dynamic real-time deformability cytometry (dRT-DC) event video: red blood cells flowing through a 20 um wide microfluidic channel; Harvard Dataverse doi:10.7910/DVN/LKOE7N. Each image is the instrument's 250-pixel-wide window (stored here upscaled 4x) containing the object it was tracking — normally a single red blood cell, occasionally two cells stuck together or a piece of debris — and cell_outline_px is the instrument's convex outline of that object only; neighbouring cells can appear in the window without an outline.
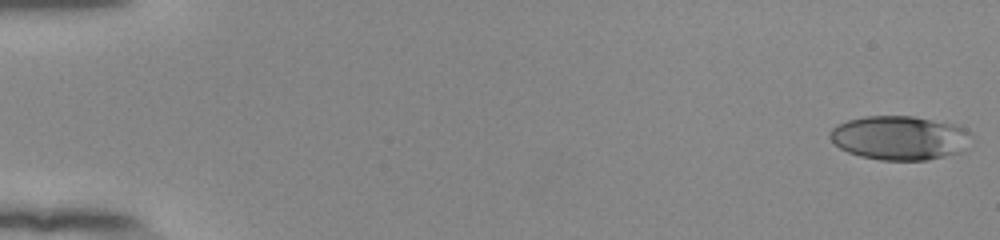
{"species": "human", "species_latin": "Homo sapiens", "temperature_condition": "room temperature", "stored_images_in_passage": 54, "camera_frame_rate_fps": 3000, "um_per_image_px": 0.085, "donor": {"sex": "female"}, "frame": {"image": 1, "passage_image": 1, "time_ms": 0.0, "image_size_px": [1000, 240], "cell_outline_px": [[972, 136], [968, 148], [964, 152], [928, 160], [880, 160], [860, 156], [848, 152], [840, 148], [828, 136], [832, 128], [848, 120], [864, 116], [912, 116], [956, 124], [972, 132]], "centroid_in_image_um": [76.54, 11.72], "position_along_channel_um": 8.5, "area_um2": 36.7}}
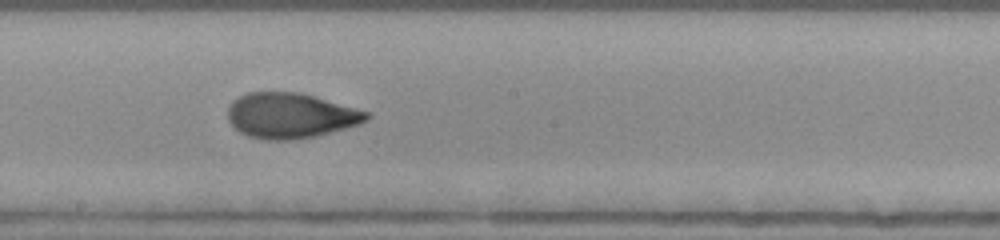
{"frame": {"image": 2, "passage_image": 31, "time_ms": 10.0, "image_size_px": [1000, 240], "cell_outline_px": [[372, 116], [368, 120], [360, 124], [316, 136], [288, 140], [268, 140], [248, 136], [240, 132], [228, 120], [228, 108], [232, 100], [248, 92], [300, 92], [356, 108], [368, 112]], "centroid_in_image_um": [24.7, 9.82], "position_along_channel_um": 223.5, "area_um2": 36.59}}
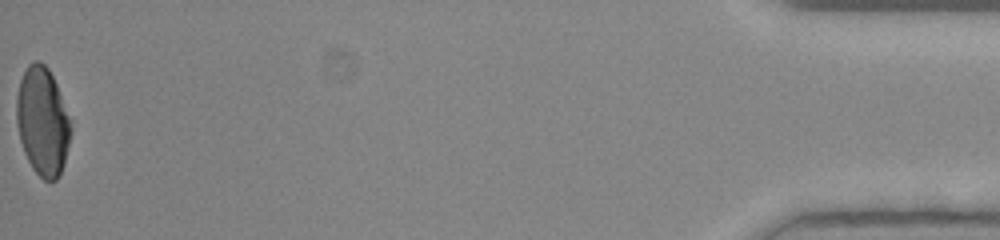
{"frame": {"image": 3, "passage_image": 54, "time_ms": 17.667, "image_size_px": [1000, 240], "cell_outline_px": [[72, 132], [64, 164], [56, 180], [44, 180], [32, 168], [24, 152], [20, 140], [16, 124], [16, 96], [20, 80], [28, 64], [36, 60], [40, 60], [48, 68], [56, 84], [68, 116], [72, 128]], "centroid_in_image_um": [3.6, 10.31], "position_along_channel_um": 431.6, "area_um2": 34.16}, "authors_computed_cell_mechanics": {"area_um2": 35.8938, "velocity_mm_per_s": 3.9072, "shape_relaxation_time_tau1_ms": 5.0162, "shape_relaxation_time_tau2_ms": 1.4075, "deformation_change_tau1": 0.1968, "deformation_change_tau2": 0.0723}}